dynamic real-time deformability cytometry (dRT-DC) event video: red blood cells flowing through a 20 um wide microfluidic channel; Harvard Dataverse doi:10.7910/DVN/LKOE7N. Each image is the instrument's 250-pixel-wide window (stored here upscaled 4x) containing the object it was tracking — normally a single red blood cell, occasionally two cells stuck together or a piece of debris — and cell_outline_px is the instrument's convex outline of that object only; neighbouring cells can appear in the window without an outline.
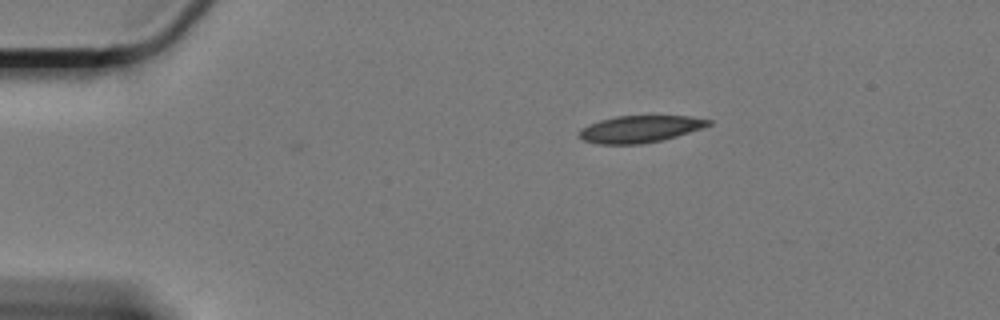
{"species": "Egyptian fruit bat (a non-hibernating species)", "species_latin": "Rousettus aegyptiacus", "temperature_condition": "cold", "stored_images_in_passage": 3, "camera_frame_rate_fps": 3000, "um_per_image_px": 0.085, "animal": {"sex": "female"}, "frame": {"image": 1, "passage_image": 1, "time_ms": 0.0, "image_size_px": [1000, 320], "cell_outline_px": [[712, 124], [676, 136], [660, 140], [640, 144], [600, 144], [584, 140], [580, 136], [580, 128], [588, 124], [600, 120], [616, 116], [692, 116], [712, 120]], "centroid_in_image_um": [54.39, 10.95], "position_along_channel_um": 30.6, "area_um2": 20.06}}